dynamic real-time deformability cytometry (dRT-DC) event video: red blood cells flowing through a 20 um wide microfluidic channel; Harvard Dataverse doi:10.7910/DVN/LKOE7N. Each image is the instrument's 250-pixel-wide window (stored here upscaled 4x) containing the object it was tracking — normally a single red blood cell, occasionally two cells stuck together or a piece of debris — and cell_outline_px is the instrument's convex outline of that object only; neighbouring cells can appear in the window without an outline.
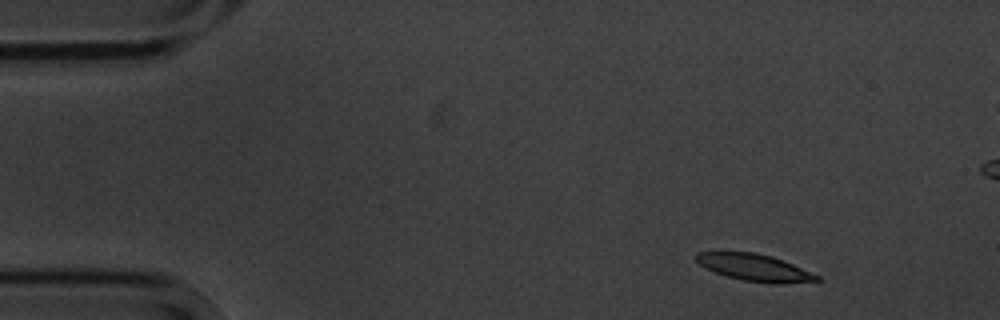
{"species": "common noctule bat (a hibernating species)", "species_latin": "Nyctalus noctula", "temperature_condition": "cold", "stored_images_in_passage": 4, "camera_frame_rate_fps": 3000, "um_per_image_px": 0.085, "animal": {"sex": "male", "body_mass_g": 20.1, "forearm_length_mm": 53.5}, "frame": {"image": 1, "passage_image": 1, "time_ms": 0.0, "image_size_px": [1000, 320], "cell_outline_px": [[824, 280], [784, 284], [772, 284], [744, 280], [728, 276], [704, 268], [692, 256], [696, 252], [756, 252], [772, 256], [784, 260], [820, 276]], "centroid_in_image_um": [64.16, 22.74], "position_along_channel_um": 20.8, "area_um2": 19.13}}